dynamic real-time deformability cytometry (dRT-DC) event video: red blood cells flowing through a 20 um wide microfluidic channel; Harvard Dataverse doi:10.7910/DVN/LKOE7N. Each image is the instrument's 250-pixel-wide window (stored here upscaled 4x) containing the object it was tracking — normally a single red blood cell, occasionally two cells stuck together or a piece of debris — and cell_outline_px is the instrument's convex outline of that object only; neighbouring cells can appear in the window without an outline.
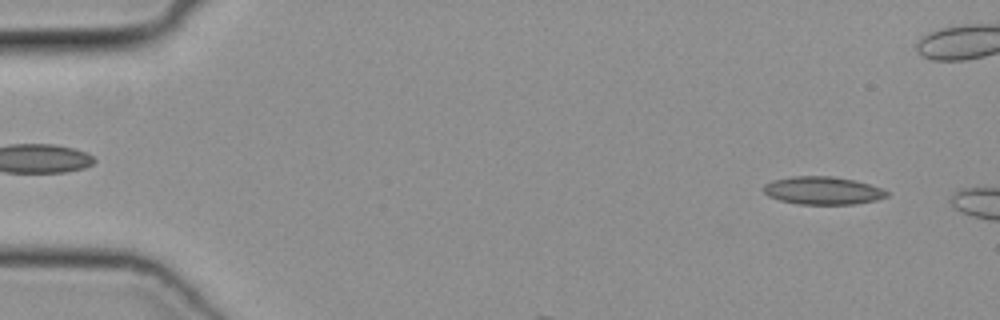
{"species": "common noctule bat (a hibernating species)", "species_latin": "Nyctalus noctula", "temperature_condition": "cold", "stored_images_in_passage": 6, "camera_frame_rate_fps": 3000, "um_per_image_px": 0.085, "animal": {"sex": "female", "body_mass_g": 19.3, "forearm_length_mm": 54.1}, "frame": {"image": 1, "passage_image": 3, "time_ms": 0.667, "image_size_px": [1000, 320], "cell_outline_px": [[888, 196], [876, 200], [856, 204], [800, 204], [780, 200], [768, 196], [764, 192], [764, 184], [772, 180], [792, 176], [832, 176], [856, 180], [880, 188], [888, 192]], "centroid_in_image_um": [69.92, 16.19], "position_along_channel_um": 15.1, "area_um2": 20.0}}